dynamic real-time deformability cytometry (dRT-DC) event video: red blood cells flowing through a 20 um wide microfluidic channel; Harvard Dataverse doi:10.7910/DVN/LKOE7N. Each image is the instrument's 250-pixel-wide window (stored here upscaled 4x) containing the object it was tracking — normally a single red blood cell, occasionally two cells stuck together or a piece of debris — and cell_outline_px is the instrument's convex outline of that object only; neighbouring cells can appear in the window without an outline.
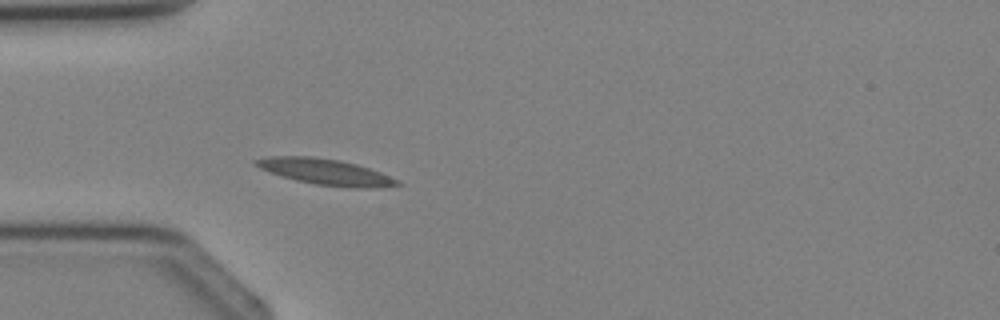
{"species": "Egyptian fruit bat (a non-hibernating species)", "species_latin": "Rousettus aegyptiacus", "temperature_condition": "cold", "stored_images_in_passage": 1, "camera_frame_rate_fps": 3000, "um_per_image_px": 0.085, "animal": {"sex": "female"}, "frame": {"image": 1, "passage_image": 1, "time_ms": 0.0, "image_size_px": [1000, 320], "cell_outline_px": [[404, 184], [384, 188], [348, 188], [316, 184], [296, 180], [280, 176], [260, 168], [252, 164], [252, 160], [268, 156], [312, 156], [340, 160], [356, 164], [380, 172]], "centroid_in_image_um": [27.65, 14.61], "position_along_channel_um": 57.4, "area_um2": 21.56}}